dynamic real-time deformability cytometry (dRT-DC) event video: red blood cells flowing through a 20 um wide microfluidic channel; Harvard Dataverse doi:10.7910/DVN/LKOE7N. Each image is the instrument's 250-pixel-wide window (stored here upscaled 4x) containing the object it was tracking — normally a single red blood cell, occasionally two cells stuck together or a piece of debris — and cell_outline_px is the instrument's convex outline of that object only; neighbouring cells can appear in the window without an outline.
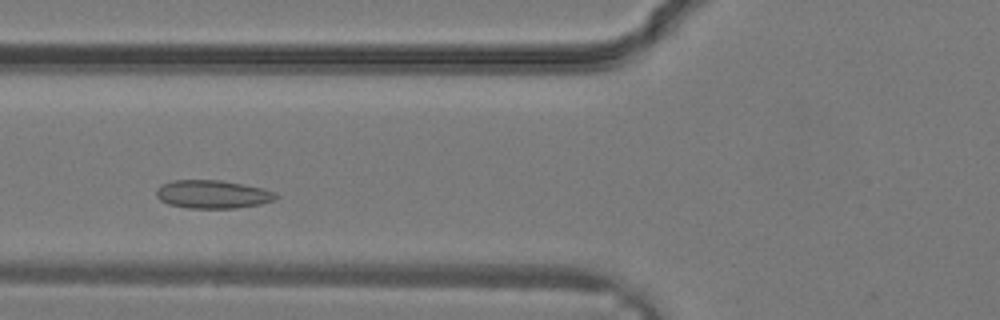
{"species": "common noctule bat (a hibernating species)", "species_latin": "Nyctalus noctula", "temperature_condition": "warm", "stored_images_in_passage": 27, "camera_frame_rate_fps": 3000, "um_per_image_px": 0.085, "animal": {"sex": "male", "body_mass_g": 19.2, "forearm_length_mm": 51.8}, "frame": {"image": 1, "passage_image": 6, "time_ms": 1.667, "image_size_px": [1000, 320], "cell_outline_px": [[280, 196], [276, 200], [260, 204], [236, 208], [188, 208], [168, 204], [160, 200], [156, 196], [156, 188], [160, 184], [172, 180], [220, 180], [244, 184], [276, 192]], "centroid_in_image_um": [18.06, 16.51], "position_along_channel_um": 107.7, "area_um2": 19.88}}
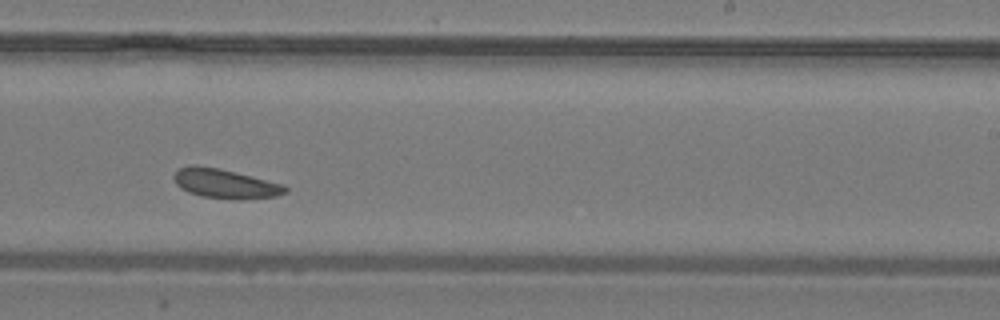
{"frame": {"image": 2, "passage_image": 14, "time_ms": 4.333, "image_size_px": [1000, 320], "cell_outline_px": [[288, 192], [276, 196], [240, 200], [236, 200], [200, 196], [188, 192], [180, 188], [176, 184], [172, 176], [180, 168], [192, 164], [196, 164], [220, 168], [284, 184], [288, 188]], "centroid_in_image_um": [19.14, 15.61], "position_along_channel_um": 269.9, "area_um2": 19.36}}
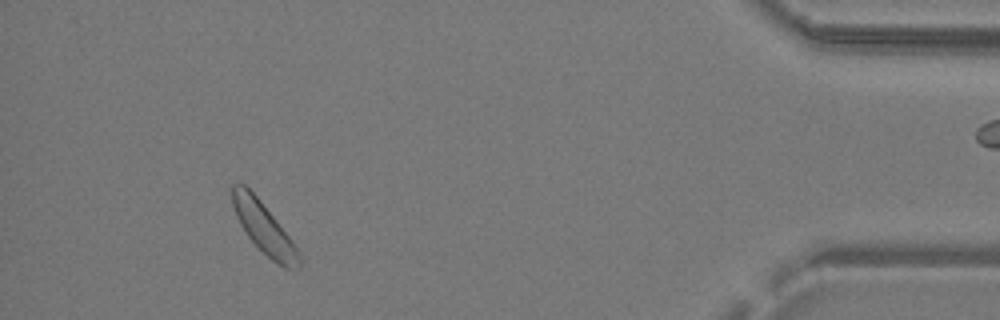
{"frame": {"image": 3, "passage_image": 24, "time_ms": 7.667, "image_size_px": [1000, 320], "cell_outline_px": [[300, 268], [284, 268], [276, 264], [248, 236], [240, 224], [236, 216], [232, 204], [232, 184], [244, 184], [260, 200], [276, 220], [300, 252]], "centroid_in_image_um": [22.43, 19.39], "position_along_channel_um": 412.8, "area_um2": 19.31}}